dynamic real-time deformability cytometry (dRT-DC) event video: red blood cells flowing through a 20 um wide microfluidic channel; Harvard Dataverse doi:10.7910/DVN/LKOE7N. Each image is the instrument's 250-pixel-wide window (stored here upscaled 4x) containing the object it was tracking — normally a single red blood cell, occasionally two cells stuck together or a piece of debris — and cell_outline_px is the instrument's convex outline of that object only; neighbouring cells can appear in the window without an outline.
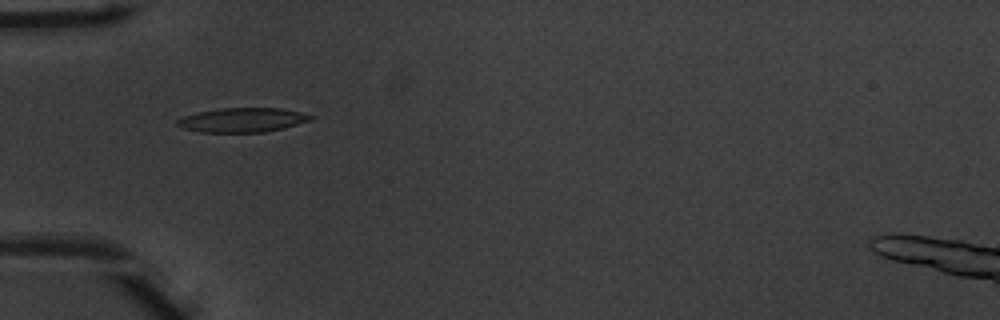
{"species": "common noctule bat (a hibernating species)", "species_latin": "Nyctalus noctula", "temperature_condition": "warm", "stored_images_in_passage": 36, "camera_frame_rate_fps": 3000, "um_per_image_px": 0.085, "animal": {"sex": "male", "body_mass_g": 20.1, "forearm_length_mm": 53.5}, "frame": {"image": 1, "passage_image": 1, "time_ms": 0.0, "image_size_px": [1000, 320], "cell_outline_px": [[316, 116], [312, 120], [284, 128], [264, 132], [200, 132], [180, 128], [176, 124], [176, 120], [184, 116], [200, 112], [220, 108], [280, 108], [300, 112]], "centroid_in_image_um": [20.62, 10.2], "position_along_channel_um": 64.4, "area_um2": 18.96}}
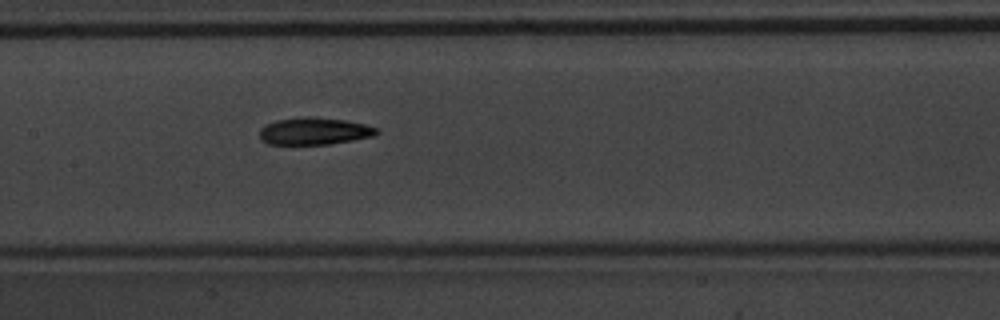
{"frame": {"image": 2, "passage_image": 10, "time_ms": 3.0, "image_size_px": [1000, 320], "cell_outline_px": [[380, 132], [376, 136], [328, 144], [268, 144], [260, 140], [260, 128], [264, 124], [276, 120], [304, 116], [308, 116], [344, 120], [364, 124], [376, 128]], "centroid_in_image_um": [26.69, 11.14], "position_along_channel_um": 180.7, "area_um2": 18.61}}
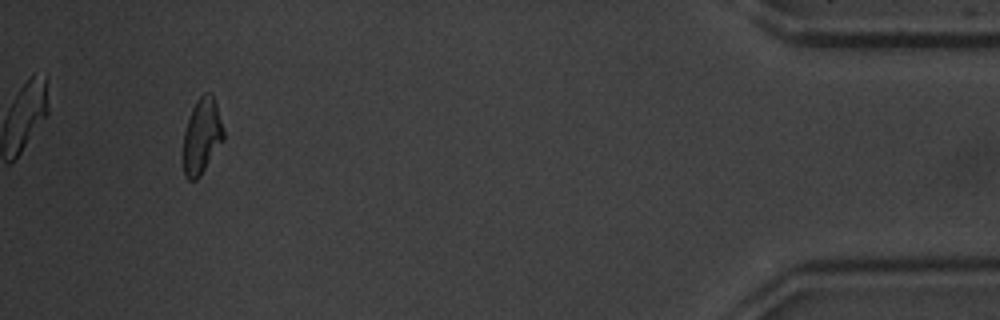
{"frame": {"image": 3, "passage_image": 33, "time_ms": 10.667, "image_size_px": [1000, 320], "cell_outline_px": [[224, 140], [200, 176], [196, 180], [188, 180], [184, 176], [184, 132], [192, 108], [196, 100], [204, 92], [212, 92], [216, 104], [224, 132]], "centroid_in_image_um": [17.16, 11.56], "position_along_channel_um": 418.0, "area_um2": 17.63}, "authors_computed_cell_mechanics": {"area_um2": 18.5538, "velocity_mm_per_s": 3.9341, "shape_relaxation_time_tau1_ms": 4.1732, "shape_relaxation_time_tau2_ms": 2.9238, "deformation_change_tau1": 0.1644, "deformation_change_tau2": 0.0942}}